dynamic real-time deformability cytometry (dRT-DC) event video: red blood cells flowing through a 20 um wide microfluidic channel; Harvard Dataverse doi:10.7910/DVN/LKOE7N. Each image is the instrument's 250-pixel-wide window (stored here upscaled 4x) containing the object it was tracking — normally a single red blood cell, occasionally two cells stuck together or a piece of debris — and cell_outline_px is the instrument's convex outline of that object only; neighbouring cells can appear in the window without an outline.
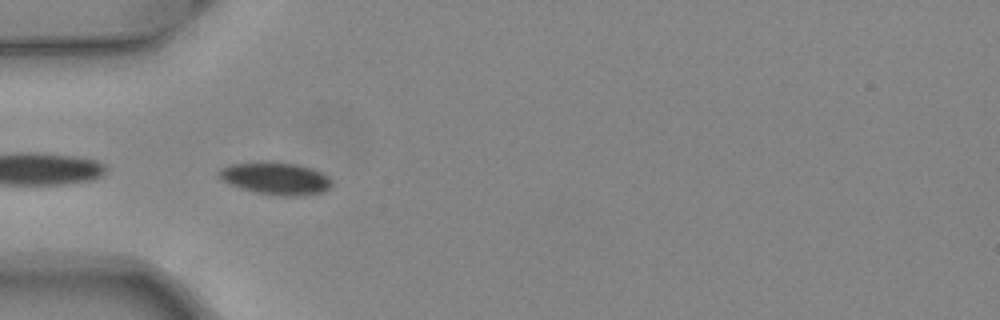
{"species": "common noctule bat (a hibernating species)", "species_latin": "Nyctalus noctula", "temperature_condition": "warm", "stored_images_in_passage": 5, "camera_frame_rate_fps": 3000, "um_per_image_px": 0.085, "animal": {"sex": "female", "body_mass_g": 24.6, "forearm_length_mm": 56.2}, "frame": {"image": 1, "passage_image": 1, "time_ms": 0.0, "image_size_px": [1000, 320], "cell_outline_px": [[332, 184], [324, 192], [300, 196], [280, 196], [256, 192], [240, 188], [228, 184], [220, 180], [216, 176], [216, 172], [220, 168], [232, 164], [268, 160], [272, 160], [300, 164], [312, 168], [328, 176], [332, 180]], "centroid_in_image_um": [23.39, 15.14], "position_along_channel_um": 61.6, "area_um2": 21.96}}